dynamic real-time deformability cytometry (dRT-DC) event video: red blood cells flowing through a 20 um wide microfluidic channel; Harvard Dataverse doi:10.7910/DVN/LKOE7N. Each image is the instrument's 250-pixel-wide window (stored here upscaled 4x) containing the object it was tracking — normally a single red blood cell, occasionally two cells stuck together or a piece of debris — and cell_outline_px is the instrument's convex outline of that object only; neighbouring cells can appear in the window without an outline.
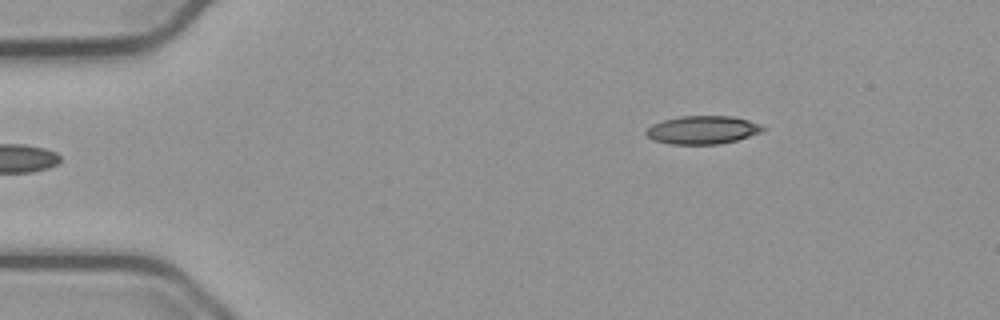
{"species": "common noctule bat (a hibernating species)", "species_latin": "Nyctalus noctula", "temperature_condition": "cold", "stored_images_in_passage": 47, "camera_frame_rate_fps": 3000, "um_per_image_px": 0.085, "animal": {"sex": "male", "body_mass_g": 23.1, "forearm_length_mm": 52.7}, "frame": {"image": 1, "passage_image": 1, "time_ms": 0.0, "image_size_px": [1000, 320], "cell_outline_px": [[764, 128], [760, 132], [736, 140], [720, 144], [668, 144], [652, 140], [644, 132], [652, 124], [664, 120], [680, 116], [732, 116], [748, 120], [760, 124]], "centroid_in_image_um": [59.67, 11.04], "position_along_channel_um": 25.3, "area_um2": 19.07}}
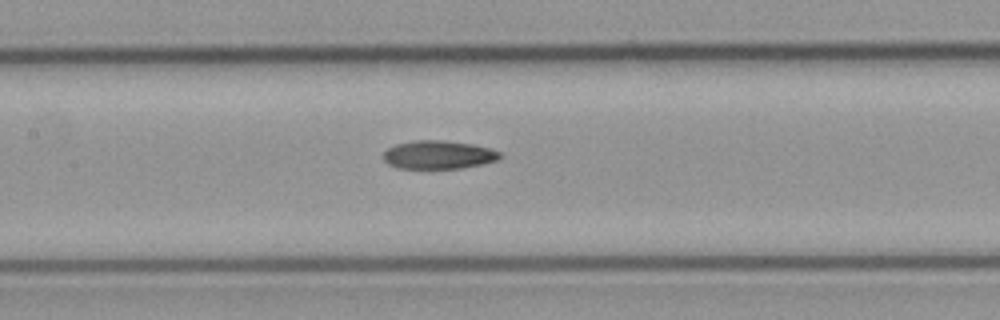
{"frame": {"image": 2, "passage_image": 18, "time_ms": 5.667, "image_size_px": [1000, 320], "cell_outline_px": [[504, 156], [500, 160], [460, 168], [428, 172], [396, 168], [388, 164], [384, 160], [384, 152], [388, 148], [396, 144], [416, 140], [444, 140], [472, 144], [488, 148], [500, 152]], "centroid_in_image_um": [37.24, 13.21], "position_along_channel_um": 170.2, "area_um2": 20.17}}
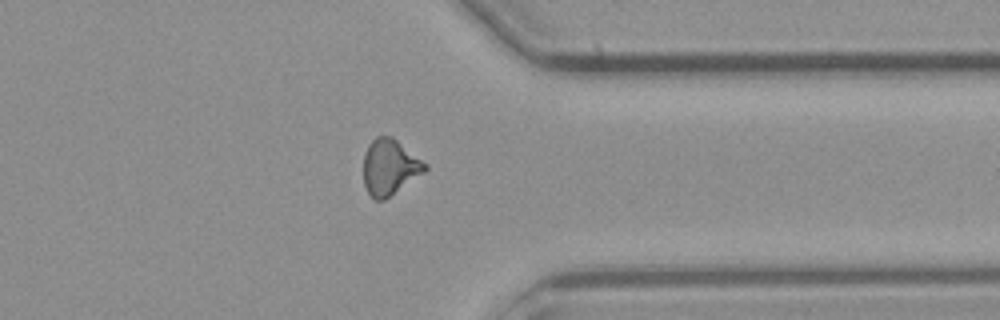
{"frame": {"image": 3, "passage_image": 35, "time_ms": 11.333, "image_size_px": [1000, 320], "cell_outline_px": [[428, 168], [424, 172], [384, 200], [376, 200], [368, 192], [364, 184], [364, 152], [368, 144], [376, 136], [392, 136], [428, 164]], "centroid_in_image_um": [33.12, 14.18], "position_along_channel_um": 378.3, "area_um2": 19.88}, "authors_computed_cell_mechanics": {"area_um2": 19.5942, "velocity_mm_per_s": 3.7913, "shape_relaxation_time_tau1_ms": 7.4708, "shape_relaxation_time_tau2_ms": 4.1711, "deformation_change_tau1": 0.1853, "deformation_change_tau2": 0.1206}}